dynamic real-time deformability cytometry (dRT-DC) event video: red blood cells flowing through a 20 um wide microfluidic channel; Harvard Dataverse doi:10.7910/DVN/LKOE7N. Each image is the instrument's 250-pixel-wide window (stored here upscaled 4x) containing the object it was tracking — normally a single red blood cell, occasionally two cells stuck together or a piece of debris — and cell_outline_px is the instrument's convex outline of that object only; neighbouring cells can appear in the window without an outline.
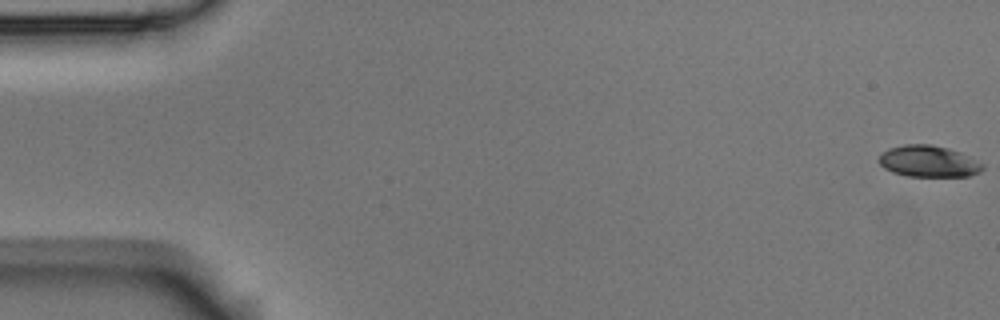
{"species": "Egyptian fruit bat (a non-hibernating species)", "species_latin": "Rousettus aegyptiacus", "temperature_condition": "room temperature", "stored_images_in_passage": 17, "camera_frame_rate_fps": 3000, "um_per_image_px": 0.085, "animal": {"sex": "male"}, "frame": {"image": 1, "passage_image": 1, "time_ms": 0.0, "image_size_px": [1000, 320], "cell_outline_px": [[984, 168], [980, 172], [968, 176], [908, 176], [892, 172], [884, 168], [876, 160], [888, 148], [904, 144], [932, 144], [948, 148], [960, 152], [984, 164]], "centroid_in_image_um": [78.91, 13.71], "position_along_channel_um": 6.1, "area_um2": 19.07}}
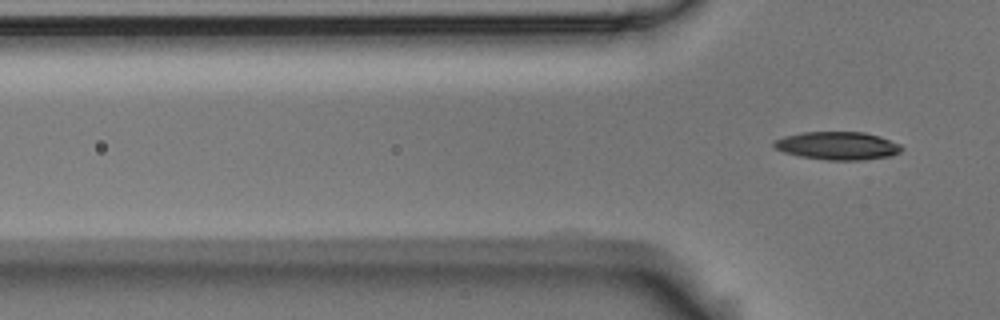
{"frame": {"image": 2, "passage_image": 17, "time_ms": 5.333, "image_size_px": [1000, 320], "cell_outline_px": [[904, 148], [900, 152], [892, 156], [860, 160], [828, 160], [800, 156], [784, 152], [776, 148], [772, 144], [772, 140], [784, 136], [800, 132], [864, 132], [880, 136], [900, 144]], "centroid_in_image_um": [71.19, 12.38], "position_along_channel_um": 54.6, "area_um2": 20.98}}